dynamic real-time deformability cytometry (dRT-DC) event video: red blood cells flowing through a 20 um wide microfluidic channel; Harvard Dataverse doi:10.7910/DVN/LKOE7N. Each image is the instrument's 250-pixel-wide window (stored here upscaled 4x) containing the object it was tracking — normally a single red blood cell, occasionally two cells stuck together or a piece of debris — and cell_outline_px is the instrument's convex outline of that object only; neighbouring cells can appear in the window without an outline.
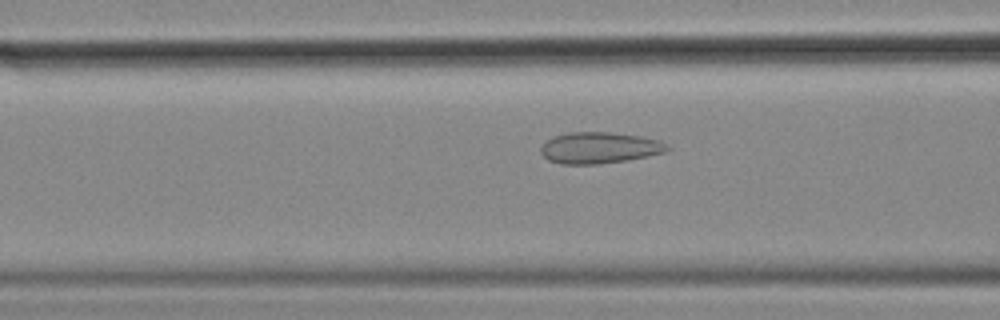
{"species": "common noctule bat (a hibernating species)", "species_latin": "Nyctalus noctula", "temperature_condition": "cold", "stored_images_in_passage": 57, "camera_frame_rate_fps": 3000, "um_per_image_px": 0.085, "animal": {"sex": "female", "body_mass_g": 18.4}, "frame": {"image": 1, "passage_image": 22, "time_ms": 7.0, "image_size_px": [1000, 320], "cell_outline_px": [[672, 148], [664, 152], [648, 156], [628, 160], [600, 164], [560, 164], [548, 160], [540, 152], [540, 148], [552, 136], [568, 132], [608, 132], [640, 136], [660, 140], [668, 144]], "centroid_in_image_um": [50.96, 12.56], "position_along_channel_um": 115.6, "area_um2": 23.24}}
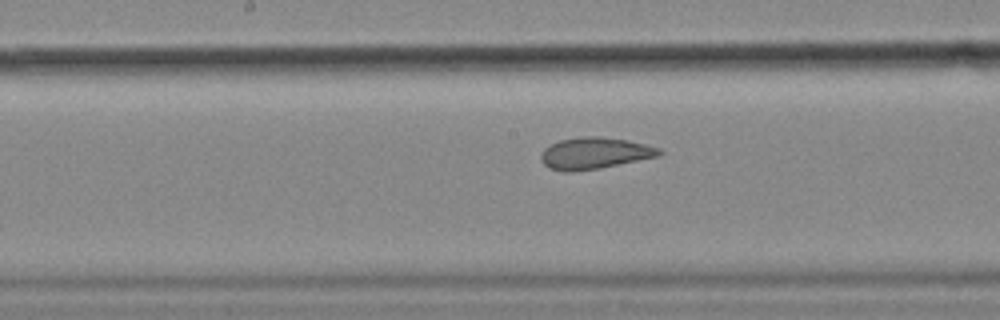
{"frame": {"image": 2, "passage_image": 29, "time_ms": 9.333, "image_size_px": [1000, 320], "cell_outline_px": [[664, 152], [660, 156], [600, 168], [568, 172], [564, 172], [548, 168], [540, 160], [540, 152], [544, 148], [560, 140], [580, 136], [600, 136], [628, 140], [648, 144], [660, 148]], "centroid_in_image_um": [50.55, 13.02], "position_along_channel_um": 197.7, "area_um2": 22.08}}
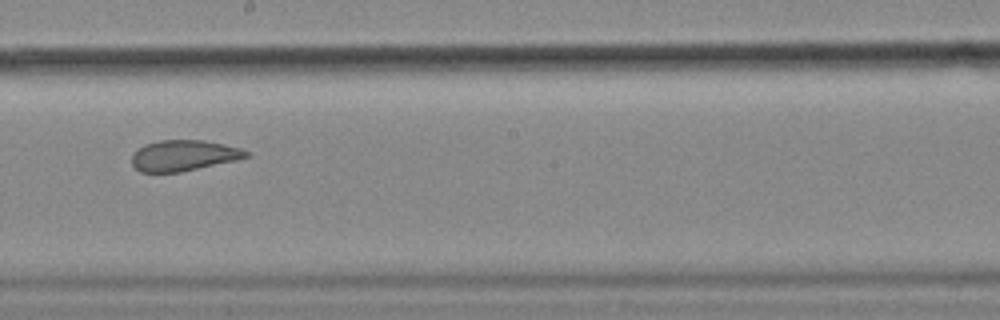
{"frame": {"image": 3, "passage_image": 32, "time_ms": 10.333, "image_size_px": [1000, 320], "cell_outline_px": [[252, 156], [236, 160], [180, 172], [140, 172], [132, 164], [132, 156], [144, 144], [160, 140], [204, 140], [224, 144], [240, 148], [252, 152]], "centroid_in_image_um": [15.66, 13.21], "position_along_channel_um": 232.5, "area_um2": 20.52}, "authors_computed_cell_mechanics": {"area_um2": 25.2008, "velocity_mm_per_s": 3.5238, "shape_relaxation_time_tau1_ms": null, "shape_relaxation_time_tau2_ms": 0.8563, "deformation_change_tau1": null, "deformation_change_tau2": 0.0666}}